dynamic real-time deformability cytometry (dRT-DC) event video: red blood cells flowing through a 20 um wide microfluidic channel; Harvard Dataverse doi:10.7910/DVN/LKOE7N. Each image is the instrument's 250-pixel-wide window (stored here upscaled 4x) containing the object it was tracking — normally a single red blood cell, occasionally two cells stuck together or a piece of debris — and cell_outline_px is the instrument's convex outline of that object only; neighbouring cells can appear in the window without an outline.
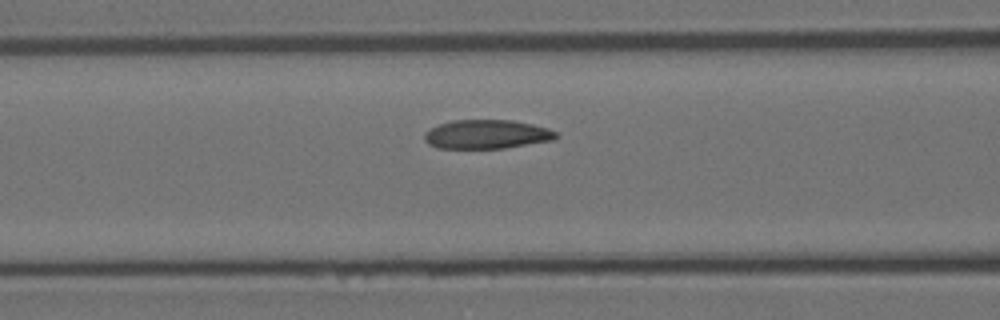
{"species": "Egyptian fruit bat (a non-hibernating species)", "species_latin": "Rousettus aegyptiacus", "temperature_condition": "room temperature", "stored_images_in_passage": 20, "camera_frame_rate_fps": 3000, "um_per_image_px": 0.085, "animal": {"sex": "female"}, "frame": {"image": 1, "passage_image": 16, "time_ms": 5.0, "image_size_px": [1000, 320], "cell_outline_px": [[560, 136], [556, 140], [504, 148], [436, 148], [428, 144], [424, 140], [424, 132], [428, 128], [452, 120], [512, 120], [532, 124], [548, 128], [556, 132]], "centroid_in_image_um": [41.37, 11.42], "position_along_channel_um": 125.2, "area_um2": 22.48}}
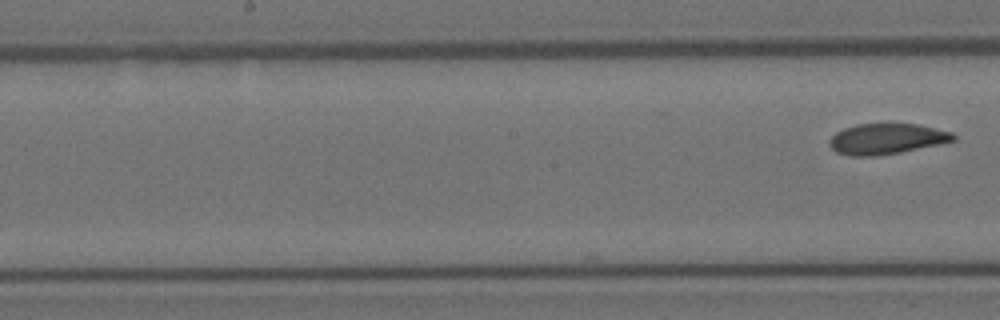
{"frame": {"image": 2, "passage_image": 20, "time_ms": 6.333, "image_size_px": [1000, 320], "cell_outline_px": [[956, 140], [900, 152], [876, 156], [848, 156], [836, 152], [828, 144], [828, 140], [836, 132], [844, 128], [856, 124], [916, 124], [952, 132], [956, 136]], "centroid_in_image_um": [75.31, 11.81], "position_along_channel_um": 172.9, "area_um2": 22.02}}